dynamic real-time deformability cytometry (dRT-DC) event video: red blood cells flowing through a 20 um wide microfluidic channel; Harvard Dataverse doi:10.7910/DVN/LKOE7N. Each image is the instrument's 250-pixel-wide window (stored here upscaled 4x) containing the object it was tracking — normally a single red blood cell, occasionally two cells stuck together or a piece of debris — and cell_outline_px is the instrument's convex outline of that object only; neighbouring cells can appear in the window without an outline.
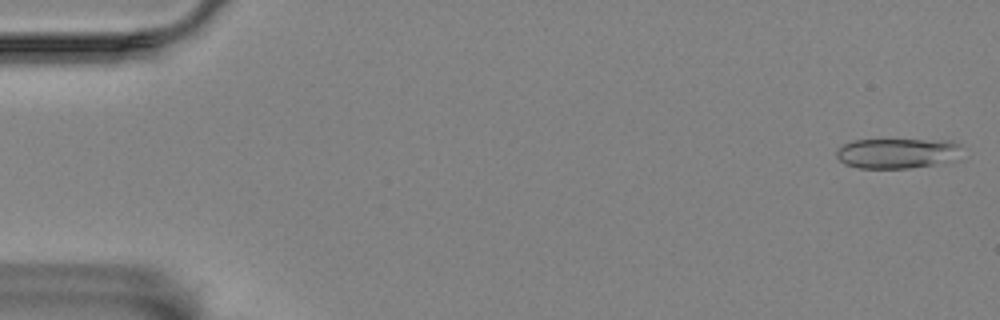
{"species": "Egyptian fruit bat (a non-hibernating species)", "species_latin": "Rousettus aegyptiacus", "temperature_condition": "room temperature", "stored_images_in_passage": 58, "camera_frame_rate_fps": 3000, "um_per_image_px": 0.085, "animal": {"sex": "female"}, "frame": {"image": 1, "passage_image": 2, "time_ms": 0.333, "image_size_px": [1000, 320], "cell_outline_px": [[960, 144], [952, 160], [912, 168], [856, 168], [844, 164], [836, 156], [836, 152], [844, 144], [852, 140], [952, 140]], "centroid_in_image_um": [76.18, 13.02], "position_along_channel_um": 8.8, "area_um2": 21.68}}
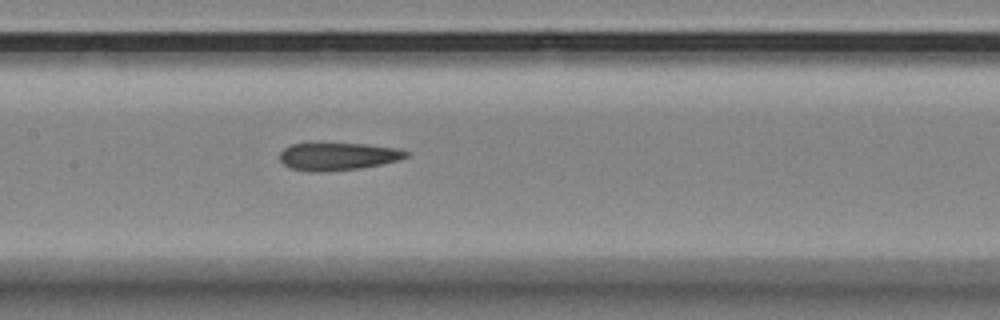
{"frame": {"image": 2, "passage_image": 28, "time_ms": 9.0, "image_size_px": [1000, 320], "cell_outline_px": [[412, 152], [408, 156], [400, 160], [360, 168], [320, 172], [308, 172], [292, 168], [284, 164], [280, 160], [280, 152], [284, 148], [292, 144], [364, 144], [396, 148]], "centroid_in_image_um": [28.74, 13.3], "position_along_channel_um": 178.7, "area_um2": 20.17}}
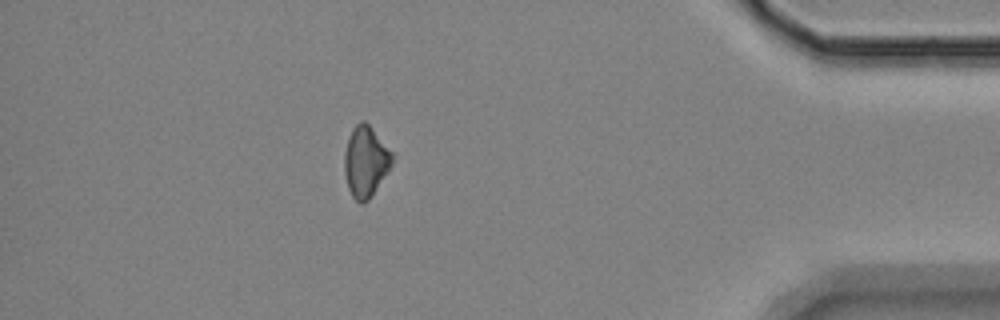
{"frame": {"image": 3, "passage_image": 51, "time_ms": 16.667, "image_size_px": [1000, 320], "cell_outline_px": [[392, 164], [388, 172], [368, 200], [364, 204], [360, 204], [352, 196], [348, 188], [344, 172], [344, 152], [348, 136], [352, 128], [360, 120], [364, 120], [368, 124], [392, 152]], "centroid_in_image_um": [31.05, 13.73], "position_along_channel_um": 404.1, "area_um2": 19.71}}